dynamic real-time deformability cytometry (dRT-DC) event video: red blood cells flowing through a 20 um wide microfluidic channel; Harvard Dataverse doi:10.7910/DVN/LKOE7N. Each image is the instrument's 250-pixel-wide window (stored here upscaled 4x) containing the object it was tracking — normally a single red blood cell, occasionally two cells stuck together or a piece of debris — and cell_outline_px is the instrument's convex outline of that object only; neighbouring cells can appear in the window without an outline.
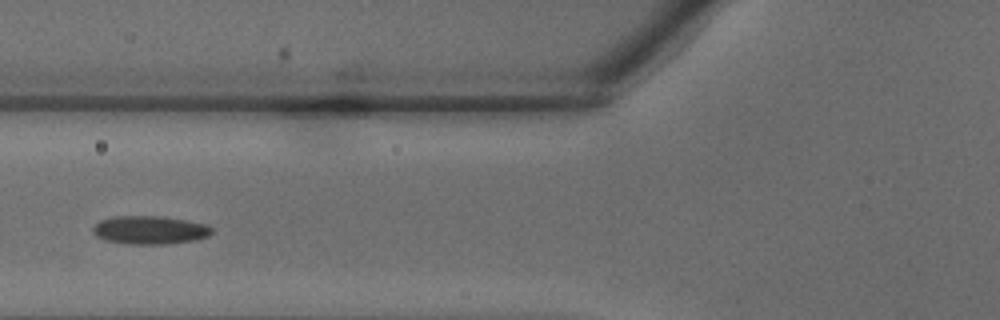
{"species": "common noctule bat (a hibernating species)", "species_latin": "Nyctalus noctula", "temperature_condition": "warm", "stored_images_in_passage": 29, "camera_frame_rate_fps": 3000, "um_per_image_px": 0.085, "animal": {"sex": "male", "body_mass_g": 18.8}, "frame": {"image": 1, "passage_image": 6, "time_ms": 1.667, "image_size_px": [1000, 320], "cell_outline_px": [[212, 232], [208, 236], [196, 240], [168, 244], [128, 244], [104, 240], [96, 236], [92, 232], [92, 228], [100, 220], [112, 216], [160, 216], [208, 224], [212, 228]], "centroid_in_image_um": [12.72, 19.55], "position_along_channel_um": 113.1, "area_um2": 19.77}}
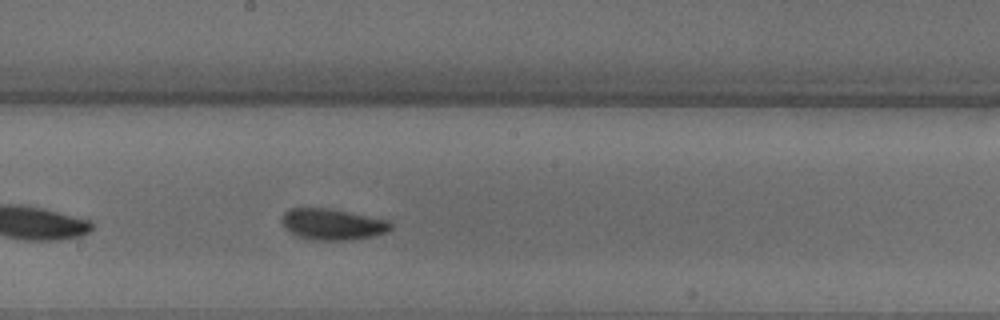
{"frame": {"image": 2, "passage_image": 12, "time_ms": 3.667, "image_size_px": [1000, 320], "cell_outline_px": [[392, 228], [388, 232], [376, 236], [352, 240], [308, 240], [296, 236], [284, 228], [280, 220], [280, 216], [288, 208], [332, 208], [388, 220], [392, 224]], "centroid_in_image_um": [28.24, 19.07], "position_along_channel_um": 220.0, "area_um2": 20.35}}
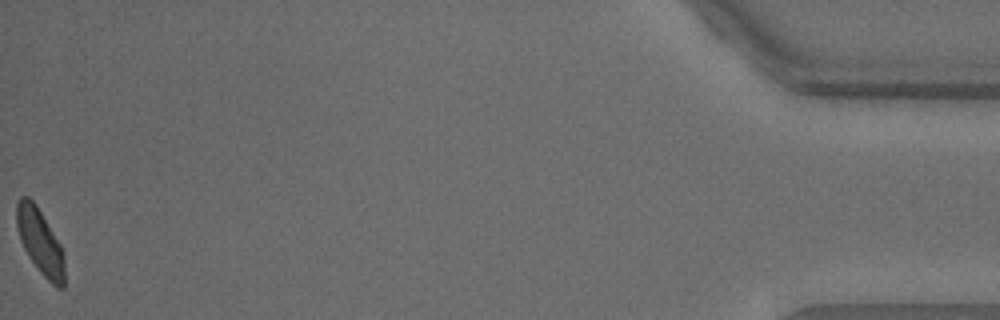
{"frame": {"image": 3, "passage_image": 29, "time_ms": 9.333, "image_size_px": [1000, 320], "cell_outline_px": [[64, 288], [56, 288], [40, 272], [28, 256], [20, 240], [16, 224], [16, 204], [20, 196], [28, 196], [36, 204], [60, 244], [64, 252]], "centroid_in_image_um": [3.4, 20.54], "position_along_channel_um": 431.8, "area_um2": 18.26}}